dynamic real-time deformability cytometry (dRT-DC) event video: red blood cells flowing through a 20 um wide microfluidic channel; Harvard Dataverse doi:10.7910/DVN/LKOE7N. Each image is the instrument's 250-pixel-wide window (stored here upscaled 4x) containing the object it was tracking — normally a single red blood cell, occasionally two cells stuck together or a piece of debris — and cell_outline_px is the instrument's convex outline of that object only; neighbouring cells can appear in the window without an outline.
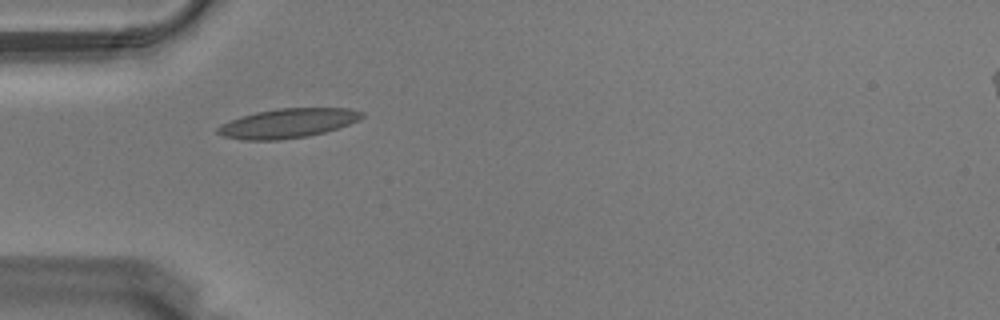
{"species": "Egyptian fruit bat (a non-hibernating species)", "species_latin": "Rousettus aegyptiacus", "temperature_condition": "warm", "stored_images_in_passage": 4, "camera_frame_rate_fps": 3000, "um_per_image_px": 0.085, "animal": {"sex": "male"}, "frame": {"image": 1, "passage_image": 1, "time_ms": 0.0, "image_size_px": [1000, 320], "cell_outline_px": [[364, 116], [360, 120], [324, 132], [308, 136], [280, 140], [244, 140], [224, 136], [216, 132], [216, 128], [220, 124], [240, 116], [256, 112], [276, 108], [352, 108], [364, 112]], "centroid_in_image_um": [24.46, 10.47], "position_along_channel_um": 60.5, "area_um2": 24.8}}